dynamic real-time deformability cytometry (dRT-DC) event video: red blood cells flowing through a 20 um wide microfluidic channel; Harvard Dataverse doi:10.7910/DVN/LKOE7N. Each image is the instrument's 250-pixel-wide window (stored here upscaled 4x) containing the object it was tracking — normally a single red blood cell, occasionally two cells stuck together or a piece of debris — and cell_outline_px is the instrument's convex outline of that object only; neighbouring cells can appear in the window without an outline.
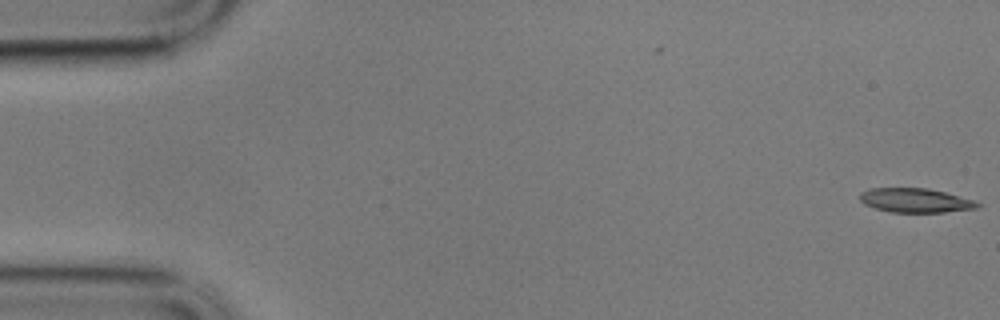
{"species": "common noctule bat (a hibernating species)", "species_latin": "Nyctalus noctula", "temperature_condition": "cold", "stored_images_in_passage": 59, "camera_frame_rate_fps": 3000, "um_per_image_px": 0.085, "animal": {"sex": "male", "body_mass_g": 17.9}, "frame": {"image": 1, "passage_image": 1, "time_ms": 0.0, "image_size_px": [1000, 320], "cell_outline_px": [[980, 204], [976, 208], [944, 212], [888, 212], [864, 204], [860, 200], [860, 192], [868, 188], [928, 188], [944, 192], [972, 200]], "centroid_in_image_um": [77.74, 17.03], "position_along_channel_um": 7.3, "area_um2": 16.42}}
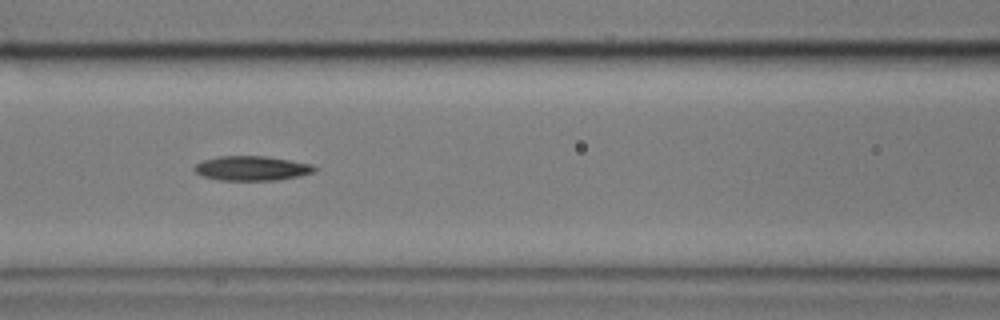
{"frame": {"image": 2, "passage_image": 25, "time_ms": 8.0, "image_size_px": [1000, 320], "cell_outline_px": [[320, 168], [312, 172], [300, 176], [276, 180], [220, 180], [204, 176], [196, 172], [192, 168], [196, 164], [204, 160], [220, 156], [264, 156], [312, 164]], "centroid_in_image_um": [21.42, 14.3], "position_along_channel_um": 145.2, "area_um2": 17.05}}
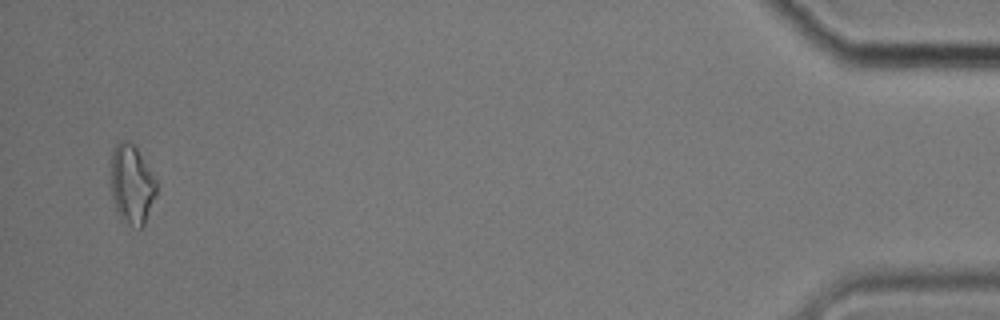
{"frame": {"image": 3, "passage_image": 57, "time_ms": 18.667, "image_size_px": [1000, 320], "cell_outline_px": [[156, 196], [144, 224], [140, 228], [120, 220], [116, 212], [112, 196], [112, 148], [120, 140], [128, 140], [136, 148], [156, 180]], "centroid_in_image_um": [11.19, 15.68], "position_along_channel_um": 424.0, "area_um2": 20.81}, "authors_computed_cell_mechanics": {"area_um2": 17.4556, "velocity_mm_per_s": 3.4046, "shape_relaxation_time_tau1_ms": 10.8859, "shape_relaxation_time_tau2_ms": 9.9557, "deformation_change_tau1": 0.2079, "deformation_change_tau2": 0.2233}}